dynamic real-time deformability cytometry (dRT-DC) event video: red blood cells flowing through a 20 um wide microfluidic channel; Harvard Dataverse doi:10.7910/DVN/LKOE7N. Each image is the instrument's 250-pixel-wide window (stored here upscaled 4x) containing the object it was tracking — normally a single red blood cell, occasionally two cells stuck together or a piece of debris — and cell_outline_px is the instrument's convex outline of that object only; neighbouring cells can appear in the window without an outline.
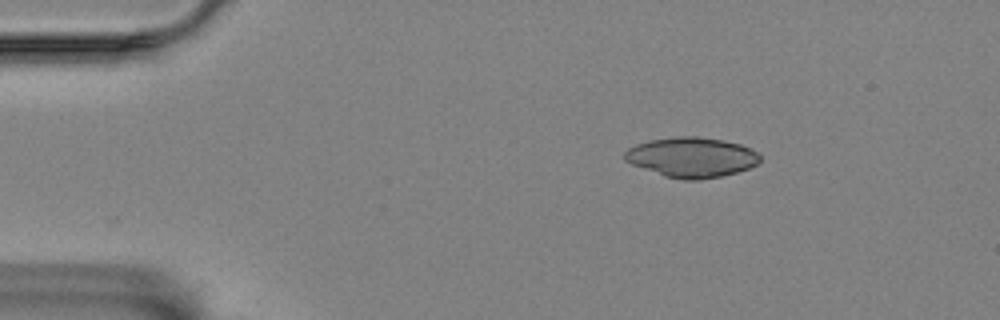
{"species": "Egyptian fruit bat (a non-hibernating species)", "species_latin": "Rousettus aegyptiacus", "temperature_condition": "room temperature", "stored_images_in_passage": 49, "camera_frame_rate_fps": 3000, "um_per_image_px": 0.085, "animal": {"sex": "female"}, "frame": {"image": 1, "passage_image": 1, "time_ms": 0.0, "image_size_px": [1000, 320], "cell_outline_px": [[760, 160], [756, 164], [748, 168], [736, 172], [720, 176], [696, 180], [684, 180], [664, 176], [632, 164], [624, 160], [624, 152], [628, 148], [636, 144], [648, 140], [676, 136], [696, 136], [724, 140], [740, 144], [756, 152], [760, 156]], "centroid_in_image_um": [58.75, 13.36], "position_along_channel_um": 26.3, "area_um2": 31.44}}
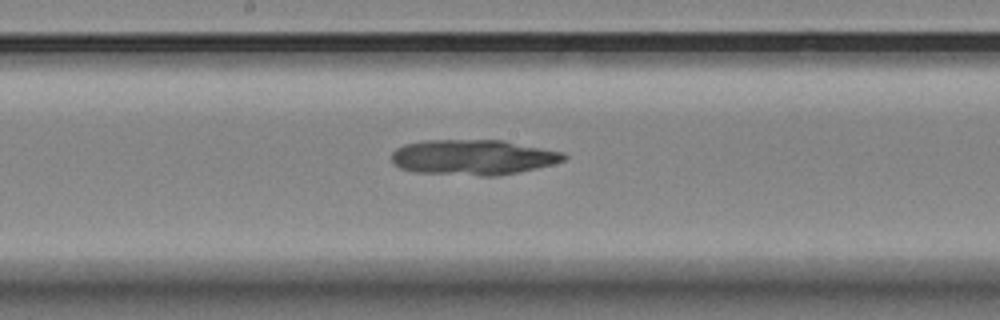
{"frame": {"image": 2, "passage_image": 22, "time_ms": 7.0, "image_size_px": [1000, 320], "cell_outline_px": [[568, 156], [564, 160], [552, 164], [536, 168], [496, 176], [480, 176], [416, 172], [400, 168], [392, 164], [392, 152], [396, 148], [404, 144], [428, 140], [504, 140], [564, 152]], "centroid_in_image_um": [40.2, 13.36], "position_along_channel_um": 208.0, "area_um2": 35.55}}
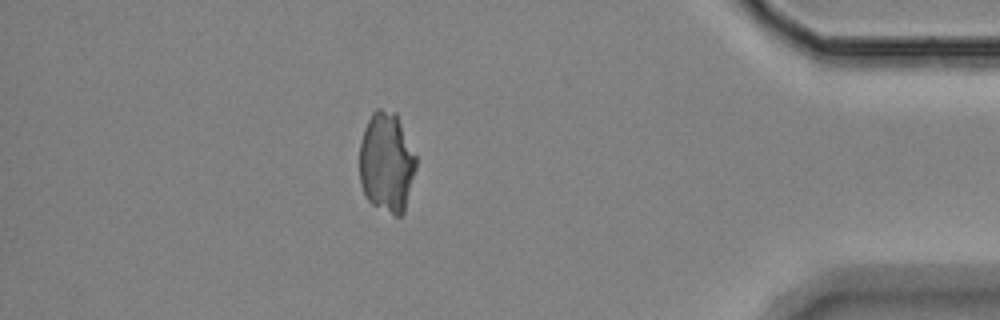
{"frame": {"image": 3, "passage_image": 42, "time_ms": 13.667, "image_size_px": [1000, 320], "cell_outline_px": [[416, 168], [404, 212], [400, 216], [396, 216], [372, 204], [368, 200], [360, 184], [360, 144], [364, 128], [372, 112], [376, 108], [380, 108], [396, 112], [416, 156]], "centroid_in_image_um": [32.86, 13.78], "position_along_channel_um": 402.3, "area_um2": 33.0}}